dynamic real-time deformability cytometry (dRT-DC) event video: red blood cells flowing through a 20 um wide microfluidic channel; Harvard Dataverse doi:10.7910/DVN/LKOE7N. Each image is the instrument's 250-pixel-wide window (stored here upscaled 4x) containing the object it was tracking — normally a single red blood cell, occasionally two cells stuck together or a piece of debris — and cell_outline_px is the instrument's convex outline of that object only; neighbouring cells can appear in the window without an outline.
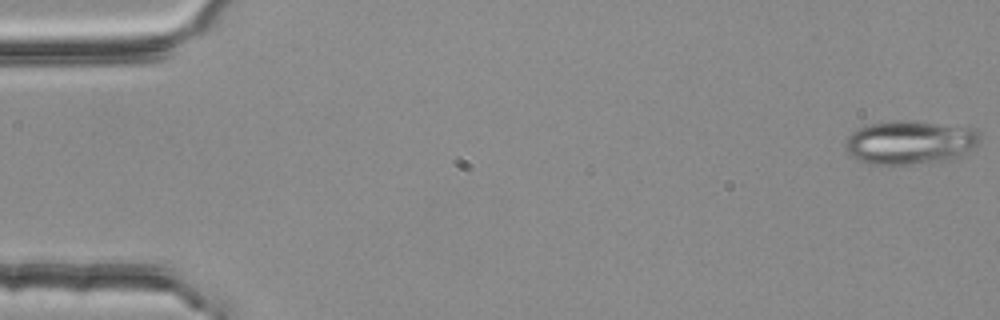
{"species": "common noctule bat (a hibernating species)", "species_latin": "Nyctalus noctula", "temperature_condition": "room temperature", "stored_images_in_passage": 4, "camera_frame_rate_fps": 3000, "um_per_image_px": 0.085, "animal": {"sex": "female", "body_mass_g": 25.1}, "frame": {"image": 1, "passage_image": 1, "time_ms": 0.0, "image_size_px": [1000, 320], "cell_outline_px": [[980, 140], [976, 148], [952, 160], [908, 164], [868, 164], [856, 160], [844, 148], [844, 144], [848, 136], [856, 128], [868, 124], [888, 120], [904, 120], [976, 128], [980, 132]], "centroid_in_image_um": [77.35, 12.1], "position_along_channel_um": 7.7, "area_um2": 34.8}}